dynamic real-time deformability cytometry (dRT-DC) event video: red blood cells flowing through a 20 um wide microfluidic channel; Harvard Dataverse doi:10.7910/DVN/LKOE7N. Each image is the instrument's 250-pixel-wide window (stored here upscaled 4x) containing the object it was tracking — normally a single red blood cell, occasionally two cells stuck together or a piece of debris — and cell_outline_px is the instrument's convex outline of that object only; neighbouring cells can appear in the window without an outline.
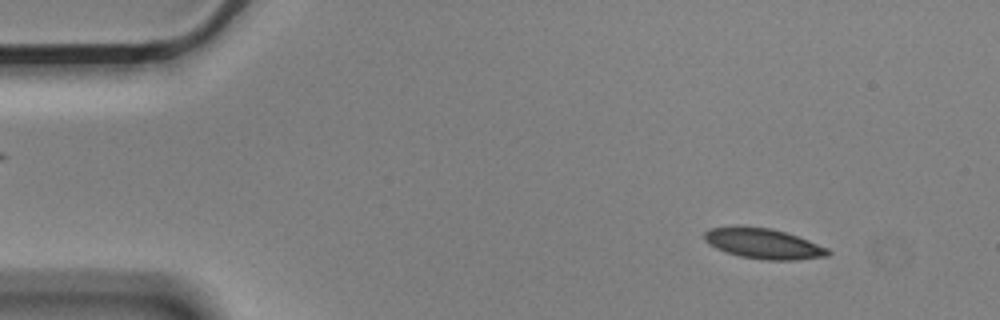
{"species": "Egyptian fruit bat (a non-hibernating species)", "species_latin": "Rousettus aegyptiacus", "temperature_condition": "cold", "stored_images_in_passage": 7, "camera_frame_rate_fps": 3000, "um_per_image_px": 0.085, "animal": {"sex": "male"}, "frame": {"image": 1, "passage_image": 2, "time_ms": 0.333, "image_size_px": [1000, 320], "cell_outline_px": [[832, 252], [828, 256], [796, 260], [768, 260], [740, 256], [716, 248], [708, 244], [704, 240], [704, 232], [708, 228], [736, 224], [772, 228], [808, 240], [828, 248]], "centroid_in_image_um": [64.84, 20.67], "position_along_channel_um": 20.2, "area_um2": 22.2}}
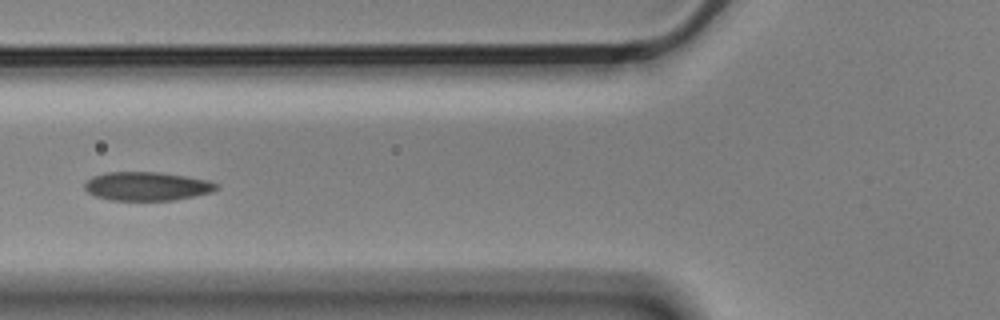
{"frame": {"image": 2, "passage_image": 6, "time_ms": 1.667, "image_size_px": [1000, 320], "cell_outline_px": [[220, 188], [212, 192], [176, 200], [108, 200], [96, 196], [88, 192], [84, 188], [84, 184], [92, 176], [104, 172], [156, 172], [184, 176], [208, 180], [220, 184]], "centroid_in_image_um": [12.5, 15.83], "position_along_channel_um": 113.3, "area_um2": 22.14}}
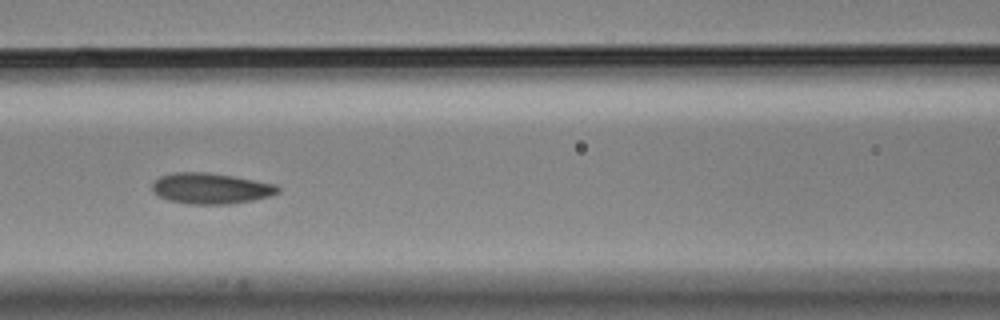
{"frame": {"image": 3, "passage_image": 7, "time_ms": 2.0, "image_size_px": [1000, 320], "cell_outline_px": [[280, 192], [268, 196], [252, 200], [232, 204], [188, 204], [168, 200], [152, 192], [152, 184], [160, 176], [176, 172], [208, 172], [232, 176], [276, 184], [280, 188]], "centroid_in_image_um": [17.91, 16.02], "position_along_channel_um": 148.7, "area_um2": 22.54}}